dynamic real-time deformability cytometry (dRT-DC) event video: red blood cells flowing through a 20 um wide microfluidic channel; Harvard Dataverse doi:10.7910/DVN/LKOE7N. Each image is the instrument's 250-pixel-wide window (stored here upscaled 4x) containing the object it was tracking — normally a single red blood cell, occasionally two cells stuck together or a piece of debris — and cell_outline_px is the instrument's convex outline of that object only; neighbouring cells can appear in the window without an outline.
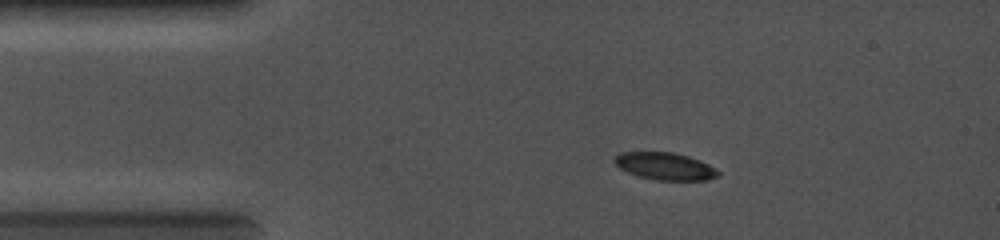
{"species": "common noctule bat (a hibernating species)", "species_latin": "Nyctalus noctula", "temperature_condition": "cold", "stored_images_in_passage": 53, "camera_frame_rate_fps": 5000, "um_per_image_px": 0.085, "animal": {"sex": "female", "body_mass_g": 19.0, "forearm_length_mm": 56.7}, "frame": {"image": 1, "passage_image": 2, "time_ms": 0.2, "image_size_px": [1000, 240], "cell_outline_px": [[720, 176], [708, 180], [656, 180], [640, 176], [628, 172], [620, 168], [612, 160], [620, 152], [672, 152], [688, 156], [700, 160], [716, 168], [720, 172]], "centroid_in_image_um": [56.56, 14.13], "position_along_channel_um": 28.4, "area_um2": 16.53}}
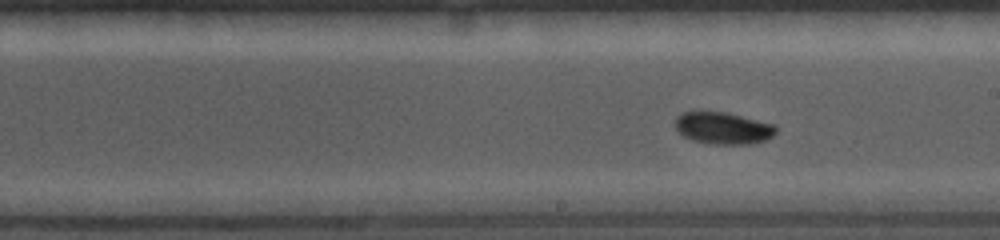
{"frame": {"image": 2, "passage_image": 25, "time_ms": 5.4, "image_size_px": [1000, 240], "cell_outline_px": [[776, 132], [772, 136], [764, 140], [748, 144], [712, 144], [692, 140], [676, 132], [676, 116], [680, 112], [728, 112], [776, 124]], "centroid_in_image_um": [61.46, 10.88], "position_along_channel_um": 227.5, "area_um2": 18.9}}
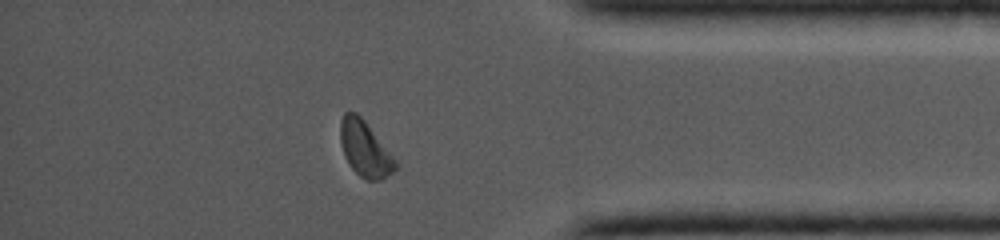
{"frame": {"image": 3, "passage_image": 46, "time_ms": 9.4, "image_size_px": [1000, 240], "cell_outline_px": [[396, 168], [392, 172], [380, 180], [368, 180], [360, 176], [352, 168], [344, 156], [340, 140], [340, 120], [344, 112], [356, 112], [364, 120], [396, 160]], "centroid_in_image_um": [30.99, 12.63], "position_along_channel_um": 404.2, "area_um2": 17.51}}